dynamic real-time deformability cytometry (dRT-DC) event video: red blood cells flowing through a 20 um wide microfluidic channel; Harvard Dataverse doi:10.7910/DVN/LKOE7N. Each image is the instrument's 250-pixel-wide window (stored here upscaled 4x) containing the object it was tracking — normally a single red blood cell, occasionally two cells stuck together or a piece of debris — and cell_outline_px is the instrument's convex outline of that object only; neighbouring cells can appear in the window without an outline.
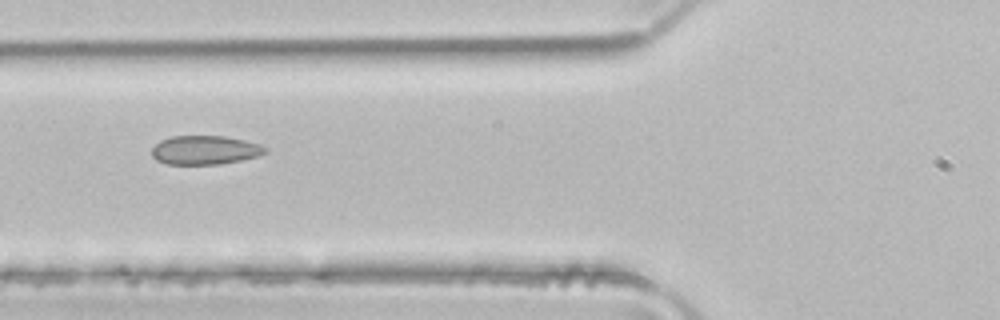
{"species": "common noctule bat (a hibernating species)", "species_latin": "Nyctalus noctula", "temperature_condition": "room temperature", "stored_images_in_passage": 2, "camera_frame_rate_fps": 3000, "um_per_image_px": 0.085, "animal": {"sex": "male", "body_mass_g": 21.5, "forearm_length_mm": 52.0}, "frame": {"image": 1, "passage_image": 2, "time_ms": 0.333, "image_size_px": [1000, 320], "cell_outline_px": [[268, 152], [256, 156], [240, 160], [220, 164], [168, 164], [156, 160], [152, 156], [152, 148], [160, 140], [172, 136], [224, 136], [244, 140], [260, 144], [268, 148]], "centroid_in_image_um": [17.42, 12.75], "position_along_channel_um": 108.4, "area_um2": 19.07}}